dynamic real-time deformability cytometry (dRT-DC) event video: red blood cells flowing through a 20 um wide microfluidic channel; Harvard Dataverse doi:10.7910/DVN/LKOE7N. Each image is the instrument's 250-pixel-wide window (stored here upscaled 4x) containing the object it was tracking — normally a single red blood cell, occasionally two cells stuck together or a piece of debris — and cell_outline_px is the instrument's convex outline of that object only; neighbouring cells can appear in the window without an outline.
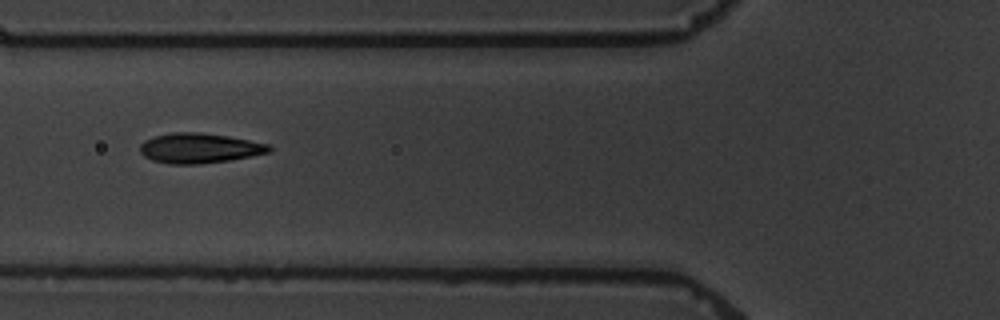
{"species": "common noctule bat (a hibernating species)", "species_latin": "Nyctalus noctula", "temperature_condition": "warm", "stored_images_in_passage": 10, "camera_frame_rate_fps": 3000, "um_per_image_px": 0.085, "animal": {"sex": "male", "body_mass_g": 19.5, "forearm_length_mm": 54.6}, "frame": {"image": 1, "passage_image": 5, "time_ms": 5.667, "image_size_px": [1000, 320], "cell_outline_px": [[272, 148], [268, 152], [252, 156], [228, 160], [196, 164], [168, 164], [152, 160], [144, 156], [140, 152], [140, 144], [144, 140], [152, 136], [172, 132], [200, 132], [228, 136], [268, 144]], "centroid_in_image_um": [16.89, 12.58], "position_along_channel_um": 108.9, "area_um2": 22.54}}
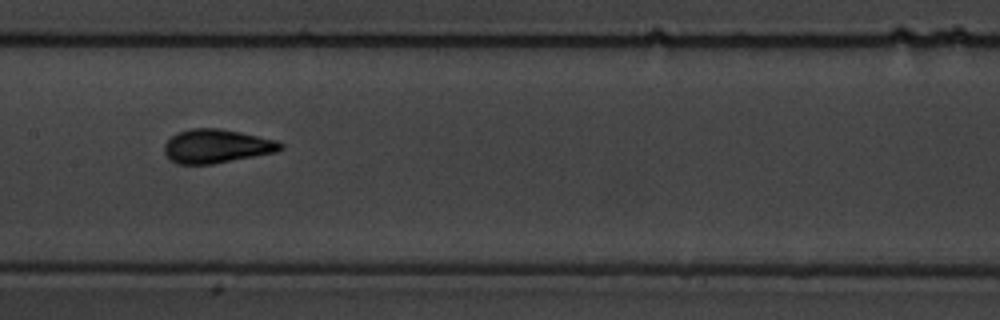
{"frame": {"image": 2, "passage_image": 7, "time_ms": 8.0, "image_size_px": [1000, 320], "cell_outline_px": [[284, 148], [276, 152], [212, 164], [176, 164], [164, 152], [164, 144], [176, 132], [192, 128], [220, 128], [240, 132], [276, 140], [284, 144]], "centroid_in_image_um": [18.41, 12.42], "position_along_channel_um": 189.0, "area_um2": 22.83}}
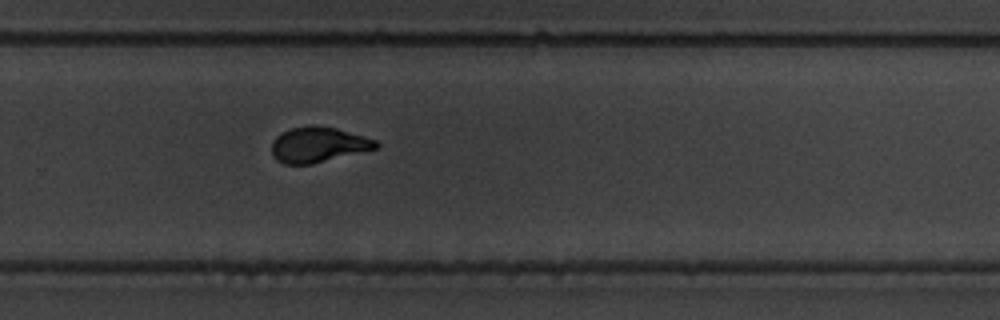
{"frame": {"image": 3, "passage_image": 10, "time_ms": 11.333, "image_size_px": [1000, 320], "cell_outline_px": [[380, 144], [376, 148], [312, 164], [284, 164], [276, 160], [272, 156], [272, 140], [280, 132], [292, 128], [312, 124], [336, 128], [364, 136], [376, 140]], "centroid_in_image_um": [27.0, 12.29], "position_along_channel_um": 302.8, "area_um2": 21.5}}